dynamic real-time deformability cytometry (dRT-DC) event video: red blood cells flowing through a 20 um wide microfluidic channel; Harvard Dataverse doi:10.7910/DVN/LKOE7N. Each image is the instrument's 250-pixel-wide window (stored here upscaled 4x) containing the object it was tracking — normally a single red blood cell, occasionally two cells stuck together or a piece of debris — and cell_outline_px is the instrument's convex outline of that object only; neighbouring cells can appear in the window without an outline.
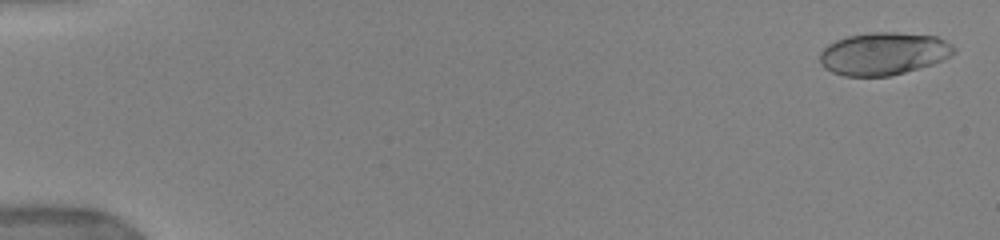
{"species": "human", "species_latin": "Homo sapiens", "temperature_condition": "warm", "stored_images_in_passage": 59, "camera_frame_rate_fps": 3000, "um_per_image_px": 0.085, "donor": {"sex": "female"}, "frame": {"image": 1, "passage_image": 1, "time_ms": 0.0, "image_size_px": [1000, 240], "cell_outline_px": [[956, 52], [932, 64], [904, 72], [888, 76], [844, 76], [832, 72], [824, 68], [820, 64], [820, 52], [828, 44], [836, 40], [848, 36], [872, 32], [896, 32], [936, 36], [952, 44], [956, 48]], "centroid_in_image_um": [75.08, 4.55], "position_along_channel_um": 9.9, "area_um2": 33.18}}
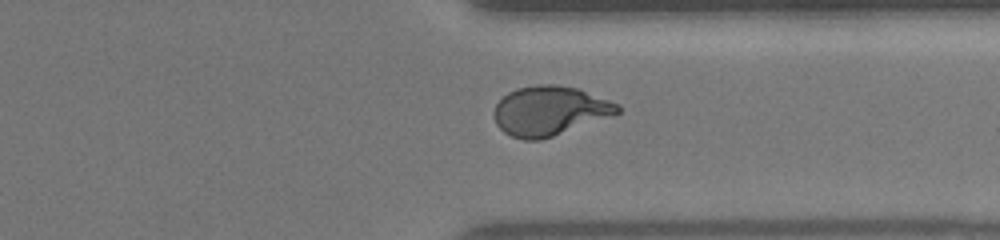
{"frame": {"image": 2, "passage_image": 47, "time_ms": 13.0, "image_size_px": [1000, 240], "cell_outline_px": [[620, 112], [616, 116], [540, 140], [524, 140], [512, 136], [504, 132], [496, 124], [492, 112], [496, 104], [508, 92], [516, 88], [536, 84], [556, 84], [580, 88], [620, 104]], "centroid_in_image_um": [46.76, 9.41], "position_along_channel_um": 364.6, "area_um2": 36.24}}
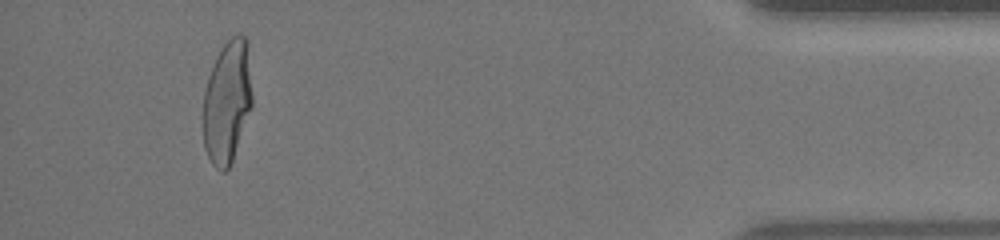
{"frame": {"image": 3, "passage_image": 54, "time_ms": 15.667, "image_size_px": [1000, 240], "cell_outline_px": [[252, 108], [232, 160], [228, 168], [224, 172], [220, 172], [212, 164], [204, 148], [204, 92], [208, 76], [216, 56], [224, 44], [232, 36], [244, 36], [248, 40], [252, 96]], "centroid_in_image_um": [19.32, 8.65], "position_along_channel_um": 415.9, "area_um2": 35.08}, "authors_computed_cell_mechanics": {"area_um2": 35.0268, "velocity_mm_per_s": 3.9702, "shape_relaxation_time_tau1_ms": 4.4892, "shape_relaxation_time_tau2_ms": null, "deformation_change_tau1": 0.2219, "deformation_change_tau2": null}}